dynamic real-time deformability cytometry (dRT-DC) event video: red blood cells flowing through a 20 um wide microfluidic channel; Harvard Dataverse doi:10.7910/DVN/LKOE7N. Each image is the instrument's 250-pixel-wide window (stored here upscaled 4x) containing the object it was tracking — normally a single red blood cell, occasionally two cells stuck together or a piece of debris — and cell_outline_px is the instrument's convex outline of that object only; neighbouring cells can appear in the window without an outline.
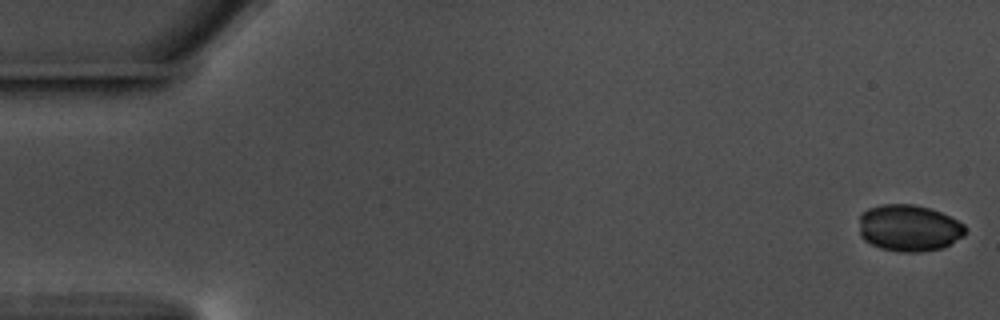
{"species": "common noctule bat (a hibernating species)", "species_latin": "Nyctalus noctula", "temperature_condition": "warm", "stored_images_in_passage": 58, "camera_frame_rate_fps": 3000, "um_per_image_px": 0.085, "animal": {"sex": "male", "body_mass_g": 17.5, "forearm_length_mm": 52.3}, "frame": {"image": 1, "passage_image": 1, "time_ms": 0.0, "image_size_px": [1000, 320], "cell_outline_px": [[968, 228], [964, 236], [940, 248], [920, 252], [900, 252], [880, 248], [864, 240], [860, 236], [860, 216], [868, 208], [880, 204], [912, 204], [928, 208], [940, 212], [964, 224]], "centroid_in_image_um": [77.25, 19.38], "position_along_channel_um": 7.7, "area_um2": 28.78}}
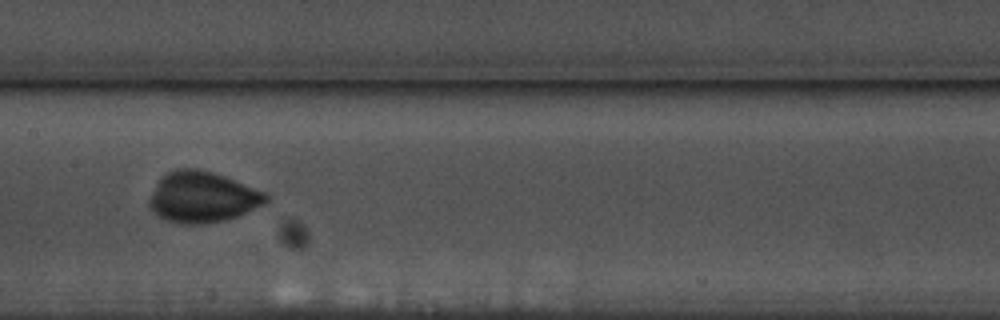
{"frame": {"image": 2, "passage_image": 29, "time_ms": 9.333, "image_size_px": [1000, 320], "cell_outline_px": [[272, 200], [240, 216], [224, 220], [204, 224], [184, 224], [168, 220], [152, 212], [148, 204], [148, 200], [156, 184], [168, 172], [176, 168], [196, 168], [212, 172], [224, 176], [264, 192]], "centroid_in_image_um": [17.22, 16.76], "position_along_channel_um": 190.2, "area_um2": 34.51}}
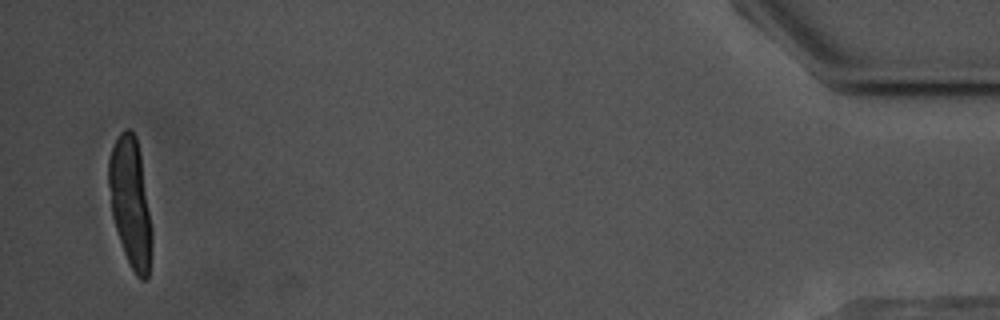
{"frame": {"image": 3, "passage_image": 56, "time_ms": 18.333, "image_size_px": [1000, 320], "cell_outline_px": [[152, 244], [148, 280], [140, 280], [136, 276], [128, 264], [112, 216], [108, 184], [108, 160], [112, 148], [120, 132], [124, 128], [128, 128], [136, 136], [140, 152], [152, 228]], "centroid_in_image_um": [11.09, 17.24], "position_along_channel_um": 424.1, "area_um2": 32.66}}